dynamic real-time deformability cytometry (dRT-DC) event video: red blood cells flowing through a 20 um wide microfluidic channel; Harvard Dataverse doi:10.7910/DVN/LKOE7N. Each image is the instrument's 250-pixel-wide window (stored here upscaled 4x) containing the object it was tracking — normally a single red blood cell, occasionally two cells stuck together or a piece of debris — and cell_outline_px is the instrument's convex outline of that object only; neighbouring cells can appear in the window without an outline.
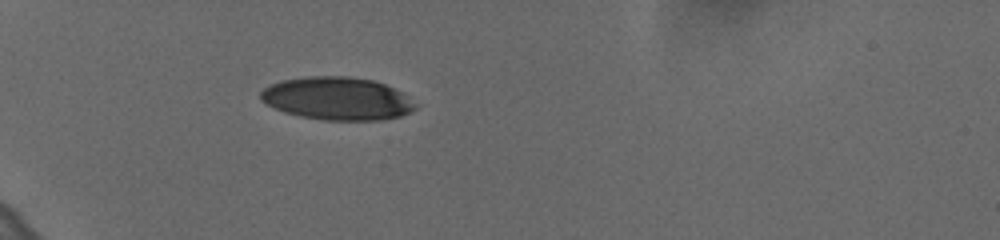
{"species": "human", "species_latin": "Homo sapiens", "temperature_condition": "cold", "stored_images_in_passage": 1, "camera_frame_rate_fps": 3000, "um_per_image_px": 0.085, "donor": {"sex": "female"}, "frame": {"image": 1, "passage_image": 1, "time_ms": 0.0, "image_size_px": [1000, 240], "cell_outline_px": [[416, 108], [400, 116], [380, 120], [324, 120], [300, 116], [284, 112], [260, 100], [260, 92], [264, 88], [272, 84], [284, 80], [308, 76], [348, 76], [372, 80], [396, 88], [416, 104]], "centroid_in_image_um": [28.66, 8.37], "position_along_channel_um": 56.3, "area_um2": 38.44}}